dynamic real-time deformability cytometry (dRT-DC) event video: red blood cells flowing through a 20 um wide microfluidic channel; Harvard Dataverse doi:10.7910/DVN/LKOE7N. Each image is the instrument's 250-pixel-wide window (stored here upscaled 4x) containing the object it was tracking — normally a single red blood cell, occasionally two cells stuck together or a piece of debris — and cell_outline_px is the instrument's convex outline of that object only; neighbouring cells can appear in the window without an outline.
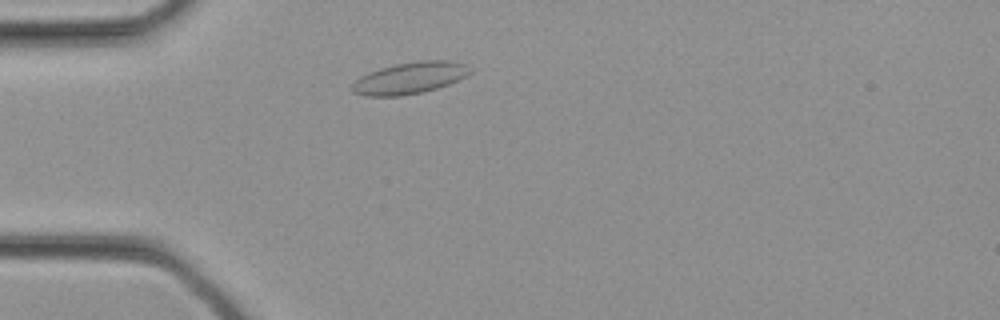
{"species": "common noctule bat (a hibernating species)", "species_latin": "Nyctalus noctula", "temperature_condition": "cold", "stored_images_in_passage": 28, "camera_frame_rate_fps": 3000, "um_per_image_px": 0.085, "animal": {"sex": "female", "body_mass_g": 21.9}, "frame": {"image": 1, "passage_image": 4, "time_ms": 1.0, "image_size_px": [1000, 320], "cell_outline_px": [[472, 72], [448, 84], [424, 92], [400, 96], [364, 96], [352, 92], [348, 88], [360, 76], [368, 72], [380, 68], [396, 64], [420, 60], [452, 60], [468, 64], [472, 68]], "centroid_in_image_um": [34.81, 6.62], "position_along_channel_um": 50.2, "area_um2": 22.02}}
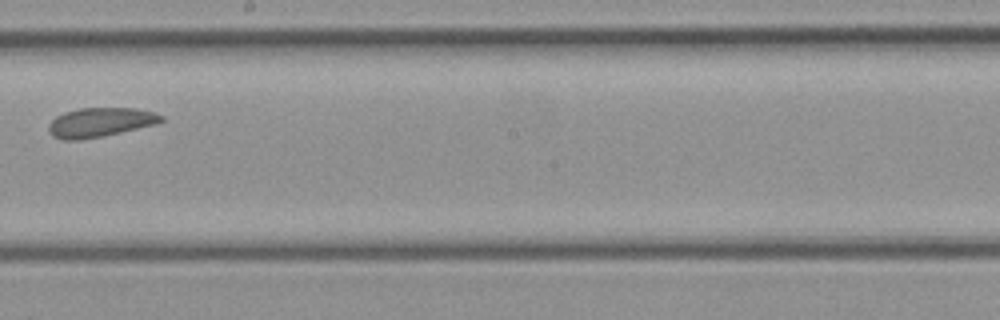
{"frame": {"image": 2, "passage_image": 14, "time_ms": 4.333, "image_size_px": [1000, 320], "cell_outline_px": [[164, 120], [156, 124], [104, 136], [80, 140], [64, 140], [52, 136], [48, 132], [48, 124], [56, 116], [64, 112], [80, 108], [136, 108], [152, 112], [164, 116]], "centroid_in_image_um": [8.49, 10.4], "position_along_channel_um": 239.7, "area_um2": 19.31}}
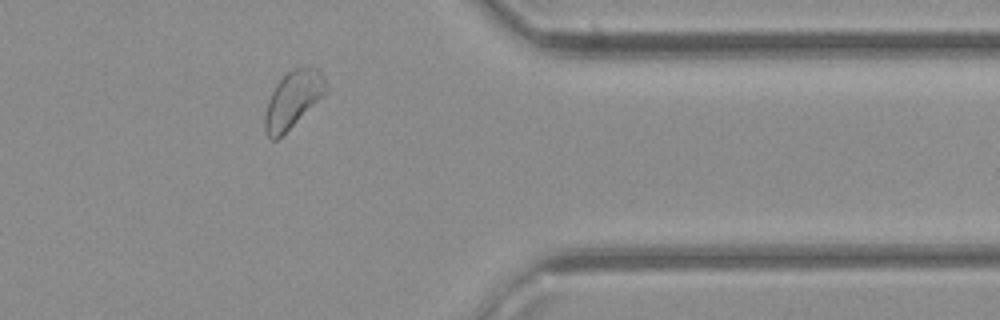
{"frame": {"image": 3, "passage_image": 22, "time_ms": 7.0, "image_size_px": [1000, 320], "cell_outline_px": [[328, 92], [276, 140], [272, 140], [264, 132], [264, 116], [268, 100], [276, 84], [292, 68], [308, 64], [320, 68], [324, 76], [328, 88]], "centroid_in_image_um": [24.93, 8.39], "position_along_channel_um": 386.5, "area_um2": 20.46}}